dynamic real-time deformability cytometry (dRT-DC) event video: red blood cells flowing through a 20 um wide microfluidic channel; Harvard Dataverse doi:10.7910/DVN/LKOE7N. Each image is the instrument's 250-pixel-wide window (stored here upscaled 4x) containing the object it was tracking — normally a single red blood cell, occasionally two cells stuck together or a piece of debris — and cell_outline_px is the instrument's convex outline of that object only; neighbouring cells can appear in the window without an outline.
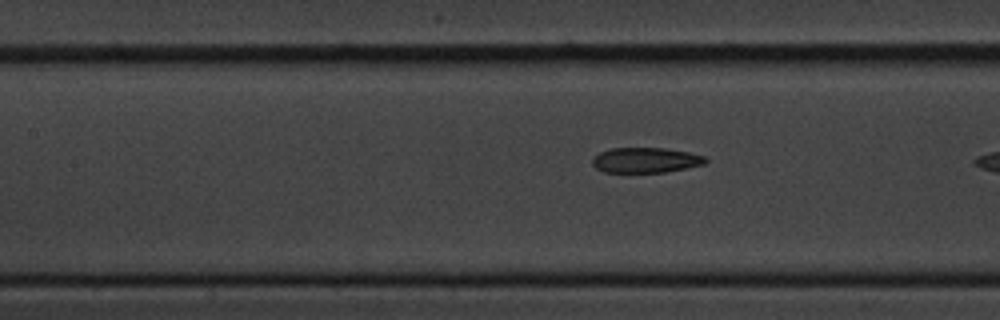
{"species": "common noctule bat (a hibernating species)", "species_latin": "Nyctalus noctula", "temperature_condition": "cold", "stored_images_in_passage": 32, "camera_frame_rate_fps": 3000, "um_per_image_px": 0.085, "animal": {"sex": "male", "body_mass_g": 20.1, "forearm_length_mm": 53.5}, "frame": {"image": 1, "passage_image": 23, "time_ms": 7.333, "image_size_px": [1000, 320], "cell_outline_px": [[708, 160], [704, 164], [688, 168], [664, 172], [604, 172], [596, 168], [592, 164], [592, 156], [600, 152], [612, 148], [668, 148], [688, 152], [704, 156]], "centroid_in_image_um": [54.87, 13.61], "position_along_channel_um": 152.5, "area_um2": 16.7}}